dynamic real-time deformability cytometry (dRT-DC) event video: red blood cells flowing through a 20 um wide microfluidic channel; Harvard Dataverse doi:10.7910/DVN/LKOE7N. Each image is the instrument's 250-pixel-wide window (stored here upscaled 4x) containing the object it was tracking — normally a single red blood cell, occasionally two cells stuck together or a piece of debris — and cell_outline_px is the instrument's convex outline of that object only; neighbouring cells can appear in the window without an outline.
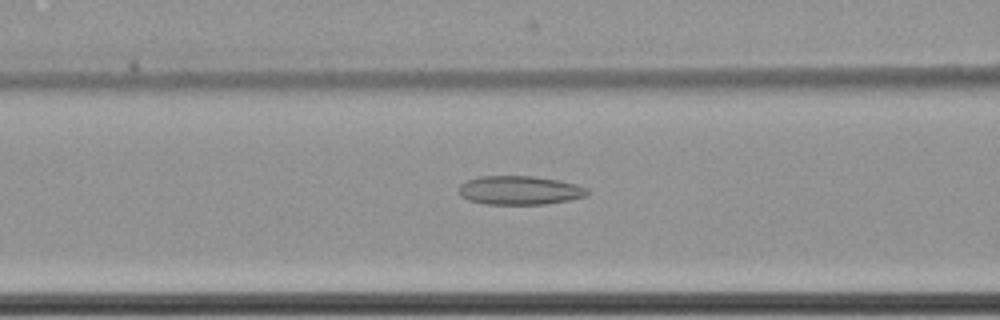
{"species": "common noctule bat (a hibernating species)", "species_latin": "Nyctalus noctula", "temperature_condition": "cold", "stored_images_in_passage": 61, "camera_frame_rate_fps": 3000, "um_per_image_px": 0.085, "animal": {"sex": "female", "body_mass_g": 22.7, "forearm_length_mm": 54.2}, "frame": {"image": 1, "passage_image": 27, "time_ms": 8.667, "image_size_px": [1000, 320], "cell_outline_px": [[588, 192], [584, 196], [568, 200], [544, 204], [484, 204], [468, 200], [460, 196], [460, 184], [468, 180], [480, 176], [532, 176], [560, 180], [576, 184], [588, 188]], "centroid_in_image_um": [44.16, 16.17], "position_along_channel_um": 122.4, "area_um2": 21.5}}
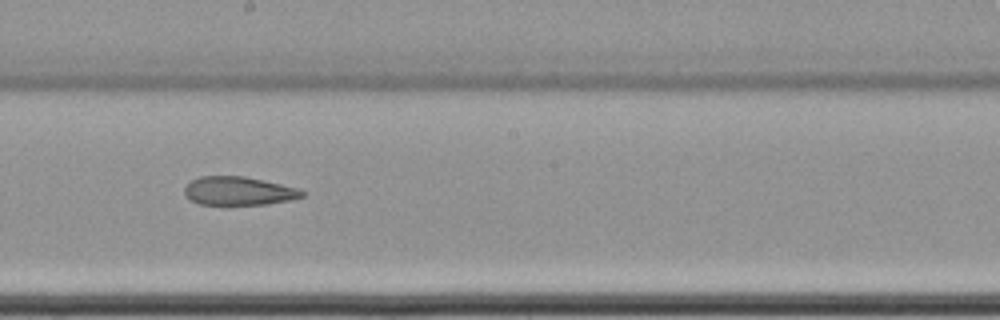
{"frame": {"image": 2, "passage_image": 36, "time_ms": 11.667, "image_size_px": [1000, 320], "cell_outline_px": [[304, 196], [288, 200], [268, 204], [200, 204], [184, 196], [184, 188], [192, 180], [200, 176], [244, 176], [300, 188], [304, 192]], "centroid_in_image_um": [20.28, 16.22], "position_along_channel_um": 227.9, "area_um2": 19.42}}
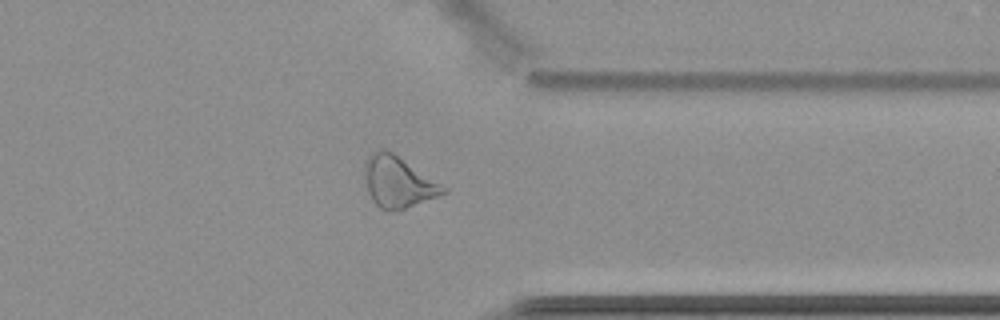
{"frame": {"image": 3, "passage_image": 49, "time_ms": 16.0, "image_size_px": [1000, 320], "cell_outline_px": [[448, 192], [404, 208], [388, 212], [380, 208], [372, 200], [368, 192], [364, 164], [368, 156], [372, 152], [380, 148], [388, 148], [448, 188]], "centroid_in_image_um": [33.83, 15.43], "position_along_channel_um": 377.6, "area_um2": 23.47}, "authors_computed_cell_mechanics": {"area_um2": 25.2008, "velocity_mm_per_s": 3.5168, "shape_relaxation_time_tau1_ms": null, "shape_relaxation_time_tau2_ms": 5.9526, "deformation_change_tau1": null, "deformation_change_tau2": 0.1552}}